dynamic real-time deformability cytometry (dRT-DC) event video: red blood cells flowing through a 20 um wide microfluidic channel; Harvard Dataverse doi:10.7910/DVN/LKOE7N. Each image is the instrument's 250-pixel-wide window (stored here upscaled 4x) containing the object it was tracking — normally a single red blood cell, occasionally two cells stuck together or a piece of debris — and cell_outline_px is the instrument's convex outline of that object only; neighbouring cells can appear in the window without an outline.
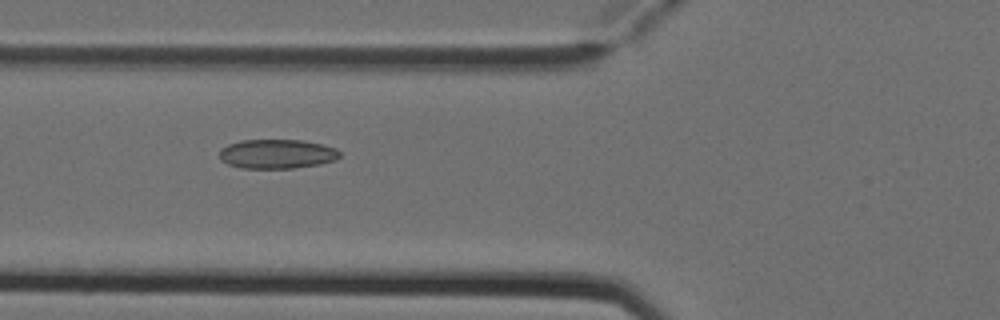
{"species": "Egyptian fruit bat (a non-hibernating species)", "species_latin": "Rousettus aegyptiacus", "temperature_condition": "cold", "stored_images_in_passage": 4, "camera_frame_rate_fps": 3000, "um_per_image_px": 0.085, "animal": {"sex": "female"}, "frame": {"image": 1, "passage_image": 2, "time_ms": 0.333, "image_size_px": [1000, 320], "cell_outline_px": [[340, 156], [336, 160], [320, 164], [292, 168], [240, 168], [228, 164], [220, 160], [220, 148], [228, 144], [240, 140], [304, 140], [336, 148], [340, 152]], "centroid_in_image_um": [23.53, 13.08], "position_along_channel_um": 102.3, "area_um2": 20.63}}
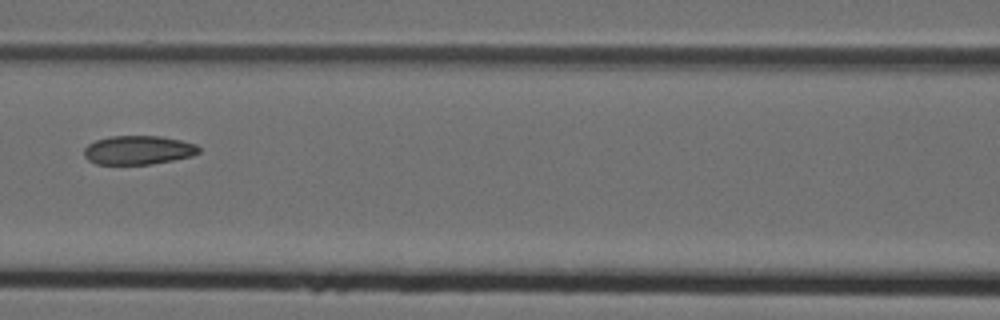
{"frame": {"image": 2, "passage_image": 3, "time_ms": 0.667, "image_size_px": [1000, 320], "cell_outline_px": [[200, 152], [192, 156], [152, 164], [96, 164], [88, 160], [84, 156], [84, 148], [88, 144], [96, 140], [112, 136], [160, 136], [180, 140], [196, 144], [200, 148]], "centroid_in_image_um": [11.75, 12.76], "position_along_channel_um": 154.9, "area_um2": 19.31}}
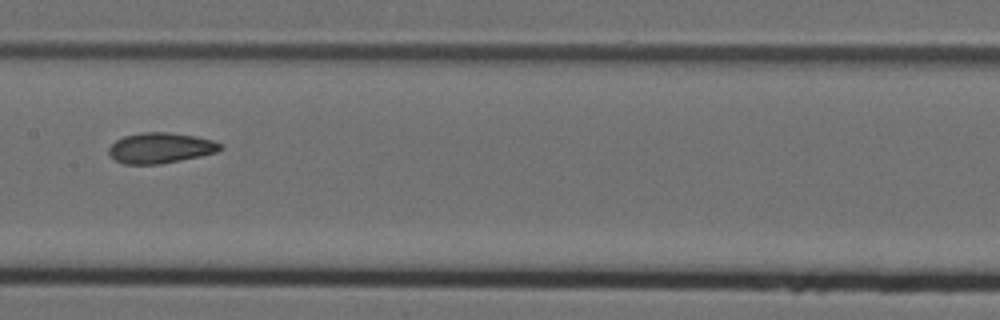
{"frame": {"image": 3, "passage_image": 4, "time_ms": 1.0, "image_size_px": [1000, 320], "cell_outline_px": [[224, 148], [216, 152], [200, 156], [160, 164], [124, 164], [116, 160], [108, 152], [108, 148], [116, 140], [124, 136], [144, 132], [168, 132], [196, 136], [212, 140], [224, 144]], "centroid_in_image_um": [13.67, 12.57], "position_along_channel_um": 193.7, "area_um2": 19.83}}